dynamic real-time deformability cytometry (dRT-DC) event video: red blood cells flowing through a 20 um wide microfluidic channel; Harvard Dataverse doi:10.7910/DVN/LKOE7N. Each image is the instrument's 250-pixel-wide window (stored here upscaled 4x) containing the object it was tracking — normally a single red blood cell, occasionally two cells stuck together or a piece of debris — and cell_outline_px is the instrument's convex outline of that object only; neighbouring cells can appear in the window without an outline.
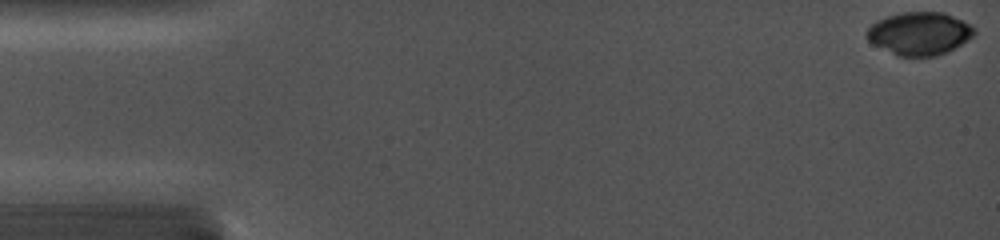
{"species": "common noctule bat (a hibernating species)", "species_latin": "Nyctalus noctula", "temperature_condition": "cold", "stored_images_in_passage": 6, "camera_frame_rate_fps": 5000, "um_per_image_px": 0.085, "animal": {"sex": "female", "body_mass_g": 19.0, "forearm_length_mm": 56.7}, "frame": {"image": 1, "passage_image": 1, "time_ms": 0.0, "image_size_px": [1000, 240], "cell_outline_px": [[976, 32], [972, 36], [960, 44], [936, 56], [896, 56], [872, 44], [864, 36], [868, 28], [876, 20], [888, 16], [904, 12], [944, 12], [968, 24]], "centroid_in_image_um": [78.07, 2.85], "position_along_channel_um": 6.9, "area_um2": 26.59}}
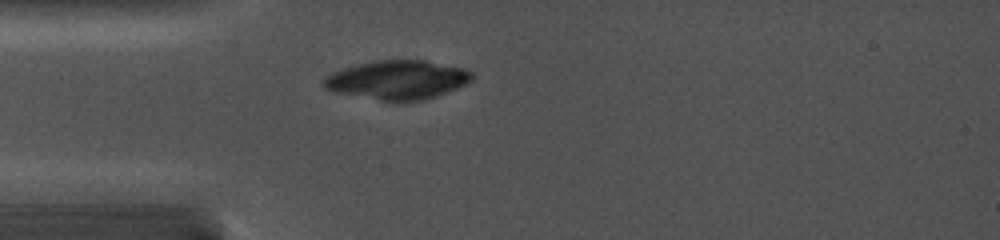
{"frame": {"image": 2, "passage_image": 6, "time_ms": 4.4, "image_size_px": [1000, 240], "cell_outline_px": [[476, 76], [472, 80], [456, 88], [436, 96], [424, 100], [396, 104], [332, 92], [324, 88], [324, 80], [332, 72], [344, 68], [376, 60], [424, 60], [464, 68], [472, 72]], "centroid_in_image_um": [33.79, 6.83], "position_along_channel_um": 51.2, "area_um2": 34.16}}